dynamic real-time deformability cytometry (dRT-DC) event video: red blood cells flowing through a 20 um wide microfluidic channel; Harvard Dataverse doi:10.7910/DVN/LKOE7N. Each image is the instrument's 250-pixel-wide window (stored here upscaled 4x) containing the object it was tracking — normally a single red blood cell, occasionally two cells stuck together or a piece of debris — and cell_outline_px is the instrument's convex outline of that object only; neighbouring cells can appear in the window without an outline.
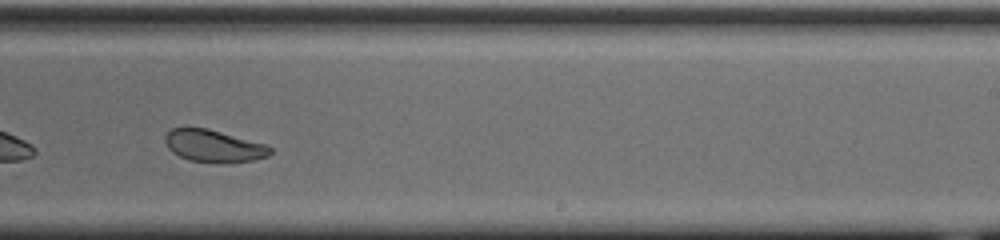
{"species": "common noctule bat (a hibernating species)", "species_latin": "Nyctalus noctula", "temperature_condition": "cold", "stored_images_in_passage": 43, "camera_frame_rate_fps": 3000, "um_per_image_px": 0.085, "animal": {"sex": "male", "body_mass_g": 20.0, "forearm_length_mm": 53.3}, "frame": {"image": 1, "passage_image": 25, "time_ms": 8.0, "image_size_px": [1000, 240], "cell_outline_px": [[272, 152], [268, 156], [252, 160], [224, 164], [188, 160], [172, 152], [168, 148], [164, 140], [164, 136], [172, 128], [208, 128], [268, 144], [272, 148]], "centroid_in_image_um": [18.2, 12.41], "position_along_channel_um": 270.8, "area_um2": 20.06}, "authors_computed_cell_mechanics": {"area_um2": 20.9236, "velocity_mm_per_s": 3.664, "shape_relaxation_time_tau1_ms": 3.2169, "shape_relaxation_time_tau2_ms": 1.3347, "deformation_change_tau1": 0.1045, "deformation_change_tau2": 0.0638}}